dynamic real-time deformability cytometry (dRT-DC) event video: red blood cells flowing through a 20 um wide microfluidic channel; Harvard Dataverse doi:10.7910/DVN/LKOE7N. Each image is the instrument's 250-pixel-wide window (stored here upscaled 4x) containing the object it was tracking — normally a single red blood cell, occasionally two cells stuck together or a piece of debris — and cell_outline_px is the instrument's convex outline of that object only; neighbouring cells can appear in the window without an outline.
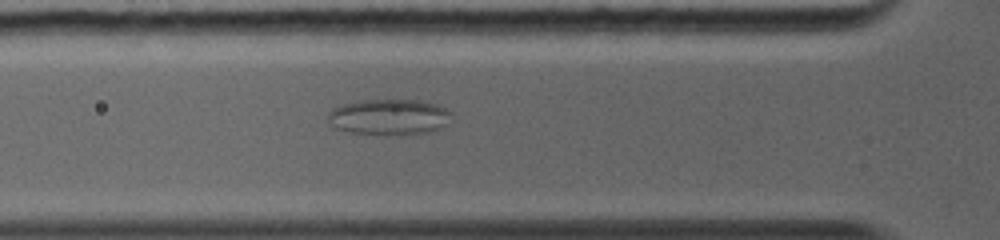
{"species": "common noctule bat (a hibernating species)", "species_latin": "Nyctalus noctula", "temperature_condition": "warm", "stored_images_in_passage": 33, "camera_frame_rate_fps": 5000, "um_per_image_px": 0.085, "animal": {"sex": "female", "body_mass_g": 19.0, "forearm_length_mm": 56.7}, "frame": {"image": 1, "passage_image": 11, "time_ms": 2.8, "image_size_px": [1000, 240], "cell_outline_px": [[452, 112], [448, 124], [440, 128], [428, 132], [396, 136], [352, 132], [336, 128], [328, 120], [328, 112], [332, 108], [344, 104], [364, 100], [420, 100], [436, 104]], "centroid_in_image_um": [33.1, 9.95], "position_along_channel_um": 92.7, "area_um2": 25.89}}
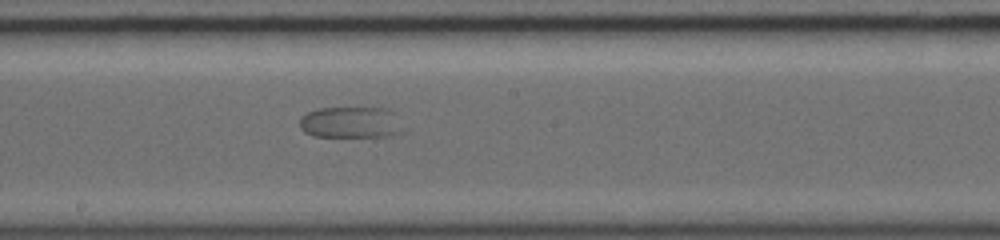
{"frame": {"image": 2, "passage_image": 21, "time_ms": 5.8, "image_size_px": [1000, 240], "cell_outline_px": [[392, 132], [384, 136], [312, 136], [304, 132], [300, 128], [300, 116], [316, 108], [384, 108], [388, 112]], "centroid_in_image_um": [29.44, 10.39], "position_along_channel_um": 218.8, "area_um2": 17.28}}
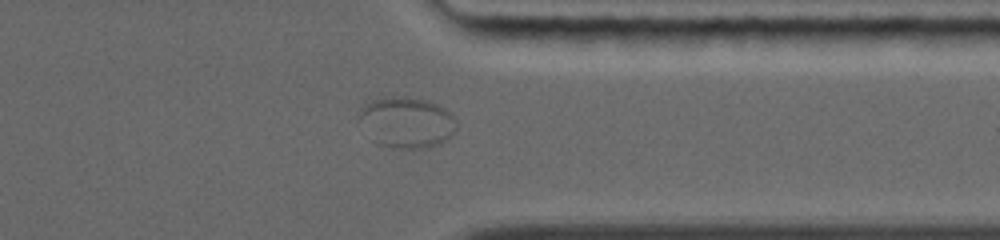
{"frame": {"image": 3, "passage_image": 27, "time_ms": 9.6, "image_size_px": [1000, 240], "cell_outline_px": [[456, 132], [448, 140], [440, 144], [428, 148], [392, 148], [376, 144], [356, 124], [356, 120], [364, 104], [372, 100], [384, 96], [404, 96], [428, 100], [444, 108], [456, 120]], "centroid_in_image_um": [34.51, 10.41], "position_along_channel_um": 376.9, "area_um2": 29.82}}